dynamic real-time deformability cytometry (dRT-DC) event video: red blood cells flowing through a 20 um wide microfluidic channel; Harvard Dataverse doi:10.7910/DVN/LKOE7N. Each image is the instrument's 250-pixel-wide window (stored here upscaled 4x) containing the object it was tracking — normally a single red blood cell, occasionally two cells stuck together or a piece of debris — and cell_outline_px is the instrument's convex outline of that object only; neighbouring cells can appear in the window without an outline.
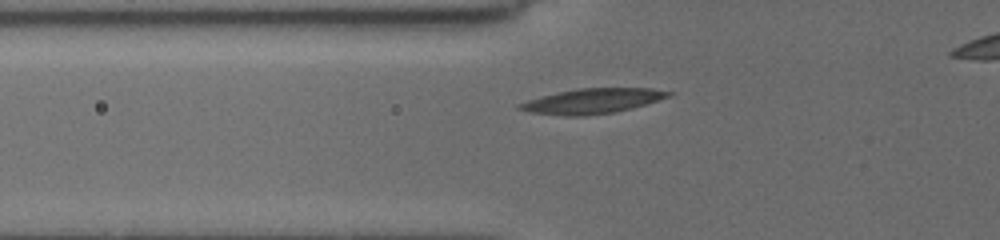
{"species": "common noctule bat (a hibernating species)", "species_latin": "Nyctalus noctula", "temperature_condition": "cold", "stored_images_in_passage": 3, "segment_of_instrument_passage": [1, 2], "camera_frame_rate_fps": 3000, "um_per_image_px": 0.085, "animal": {"sex": "female", "body_mass_g": 19.5, "forearm_length_mm": 54.1}, "frame": {"image": 1, "passage_image": 2, "time_ms": 0.667, "image_size_px": [1000, 240], "cell_outline_px": [[676, 92], [672, 96], [632, 108], [616, 112], [584, 116], [564, 116], [532, 112], [516, 108], [516, 104], [540, 96], [576, 88], [652, 88]], "centroid_in_image_um": [50.38, 8.58], "position_along_channel_um": 75.4, "area_um2": 21.91}}